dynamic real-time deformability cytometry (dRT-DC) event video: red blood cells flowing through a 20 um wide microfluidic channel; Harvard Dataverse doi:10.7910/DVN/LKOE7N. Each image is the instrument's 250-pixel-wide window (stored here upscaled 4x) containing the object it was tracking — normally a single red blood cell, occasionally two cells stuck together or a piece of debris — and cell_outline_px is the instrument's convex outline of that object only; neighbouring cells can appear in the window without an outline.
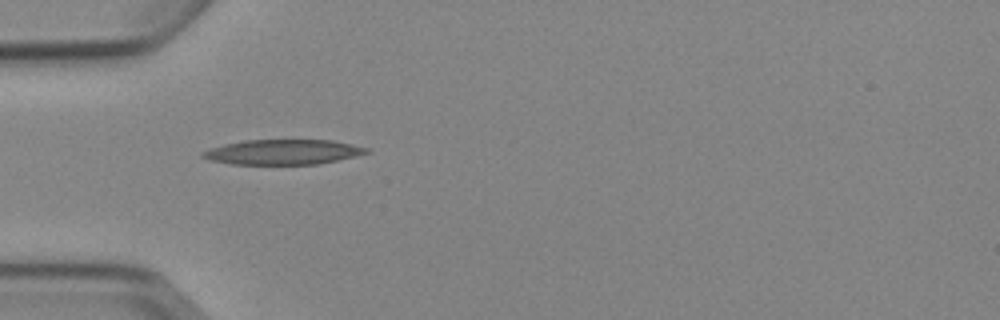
{"species": "Egyptian fruit bat (a non-hibernating species)", "species_latin": "Rousettus aegyptiacus", "temperature_condition": "cold", "stored_images_in_passage": 5, "camera_frame_rate_fps": 3000, "um_per_image_px": 0.085, "animal": {"sex": "female"}, "frame": {"image": 1, "passage_image": 4, "time_ms": 3.667, "image_size_px": [1000, 320], "cell_outline_px": [[372, 152], [356, 156], [316, 164], [232, 164], [208, 160], [200, 156], [200, 152], [208, 148], [224, 144], [244, 140], [332, 140], [352, 144], [368, 148]], "centroid_in_image_um": [24.01, 12.92], "position_along_channel_um": 61.0, "area_um2": 23.99}}
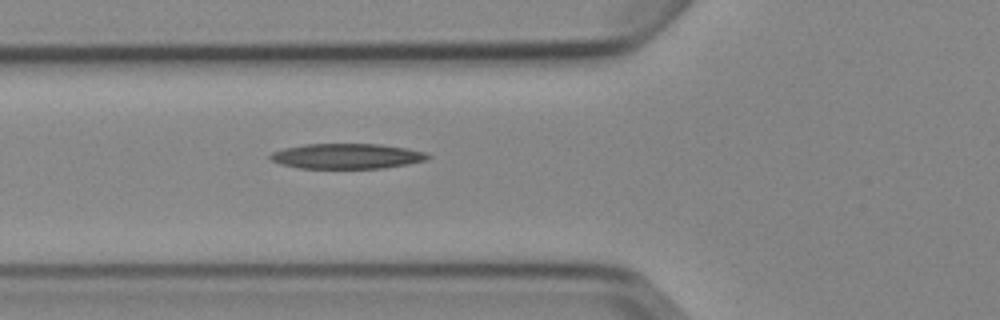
{"frame": {"image": 2, "passage_image": 5, "time_ms": 4.667, "image_size_px": [1000, 320], "cell_outline_px": [[432, 156], [428, 160], [408, 164], [384, 168], [300, 168], [280, 164], [272, 160], [268, 156], [272, 152], [284, 148], [304, 144], [376, 144], [408, 148], [424, 152]], "centroid_in_image_um": [29.5, 13.27], "position_along_channel_um": 96.3, "area_um2": 23.18}}